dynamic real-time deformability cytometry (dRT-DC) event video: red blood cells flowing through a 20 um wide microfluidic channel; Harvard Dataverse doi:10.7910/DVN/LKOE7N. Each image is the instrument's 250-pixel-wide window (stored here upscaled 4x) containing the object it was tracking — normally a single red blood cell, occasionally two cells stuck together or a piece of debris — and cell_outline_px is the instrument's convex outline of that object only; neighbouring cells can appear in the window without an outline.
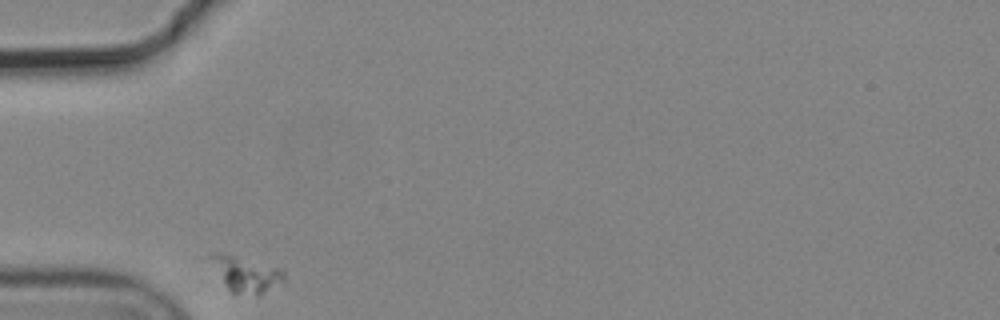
{"species": "common noctule bat (a hibernating species)", "species_latin": "Nyctalus noctula", "temperature_condition": "cold", "stored_images_in_passage": 2, "camera_frame_rate_fps": 3000, "um_per_image_px": 0.085, "animal": {"sex": "male", "body_mass_g": 19.2, "forearm_length_mm": 51.8}, "frame": {"image": 1, "passage_image": 1, "time_ms": 0.0, "image_size_px": [1000, 320], "cell_outline_px": [[284, 276], [260, 292], [232, 292], [224, 284], [208, 256], [212, 252], [232, 256], [280, 268], [284, 272]], "centroid_in_image_um": [20.79, 23.24], "position_along_channel_um": 64.2, "area_um2": 13.47}}
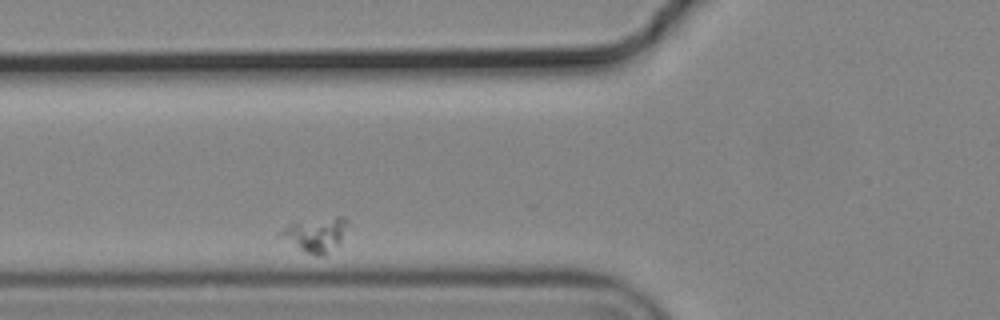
{"frame": {"image": 2, "passage_image": 2, "time_ms": 0.333, "image_size_px": [1000, 320], "cell_outline_px": [[348, 224], [340, 244], [320, 256], [316, 256], [304, 252], [276, 236], [284, 228], [296, 224], [336, 216], [344, 216], [348, 220]], "centroid_in_image_um": [26.86, 19.97], "position_along_channel_um": 98.9, "area_um2": 13.06}}